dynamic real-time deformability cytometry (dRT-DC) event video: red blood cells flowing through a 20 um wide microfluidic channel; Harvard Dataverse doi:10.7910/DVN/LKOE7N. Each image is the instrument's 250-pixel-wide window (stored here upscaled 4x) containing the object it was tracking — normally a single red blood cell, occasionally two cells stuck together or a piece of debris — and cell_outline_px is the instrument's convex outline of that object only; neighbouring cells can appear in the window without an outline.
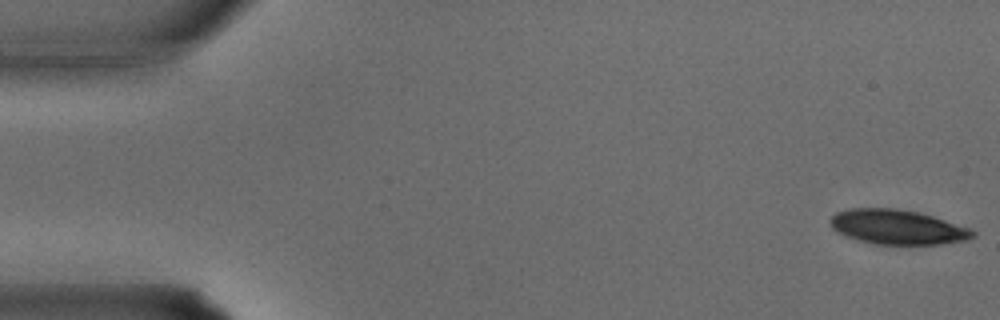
{"species": "common noctule bat (a hibernating species)", "species_latin": "Nyctalus noctula", "temperature_condition": "warm", "stored_images_in_passage": 35, "camera_frame_rate_fps": 3000, "um_per_image_px": 0.085, "animal": {"sex": "male", "body_mass_g": 15.6}, "frame": {"image": 1, "passage_image": 1, "time_ms": 0.0, "image_size_px": [1000, 320], "cell_outline_px": [[976, 236], [968, 240], [940, 244], [876, 244], [856, 240], [844, 236], [836, 232], [832, 228], [828, 220], [836, 212], [848, 208], [896, 208], [920, 212], [972, 228], [976, 232]], "centroid_in_image_um": [76.28, 19.29], "position_along_channel_um": 8.7, "area_um2": 29.25}}
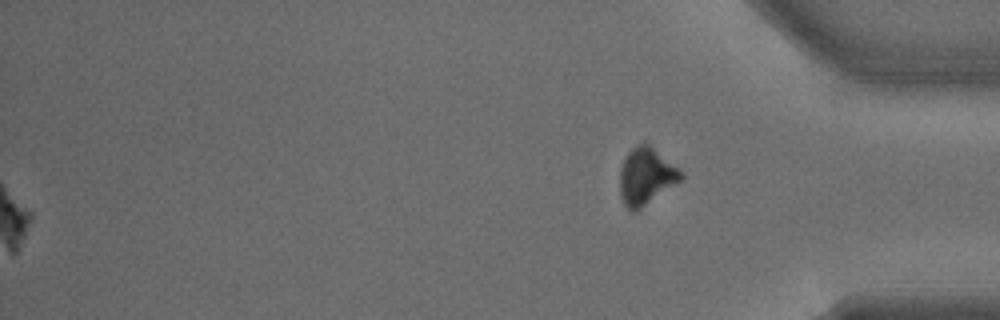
{"frame": {"image": 2, "passage_image": 35, "time_ms": 11.333, "image_size_px": [1000, 320], "cell_outline_px": [[684, 176], [680, 180], [636, 212], [628, 212], [620, 196], [620, 168], [628, 152], [636, 144], [648, 144], [684, 172]], "centroid_in_image_um": [54.89, 15.01], "position_along_channel_um": 380.3, "area_um2": 20.11}}